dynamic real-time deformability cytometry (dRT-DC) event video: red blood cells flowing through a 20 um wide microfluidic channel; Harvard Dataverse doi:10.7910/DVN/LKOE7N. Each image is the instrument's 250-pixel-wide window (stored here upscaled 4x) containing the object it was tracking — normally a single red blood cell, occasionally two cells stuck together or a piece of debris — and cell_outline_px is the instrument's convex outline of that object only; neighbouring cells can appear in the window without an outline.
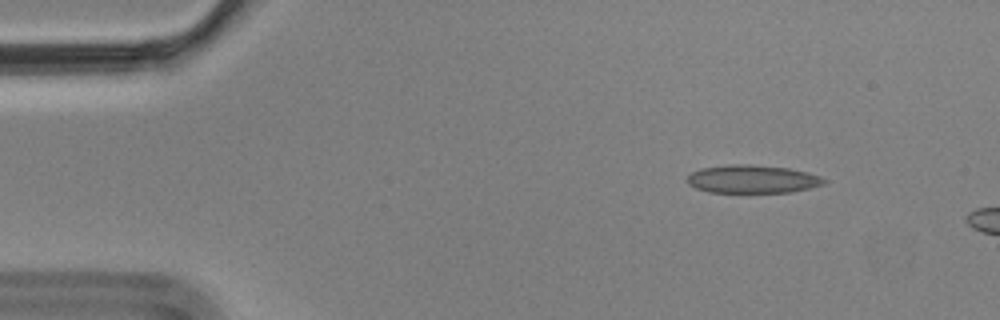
{"species": "Egyptian fruit bat (a non-hibernating species)", "species_latin": "Rousettus aegyptiacus", "temperature_condition": "cold", "stored_images_in_passage": 2, "camera_frame_rate_fps": 3000, "um_per_image_px": 0.085, "animal": {"sex": "male"}, "frame": {"image": 1, "passage_image": 1, "time_ms": 0.0, "image_size_px": [1000, 320], "cell_outline_px": [[828, 180], [824, 184], [792, 192], [708, 192], [696, 188], [688, 184], [688, 176], [692, 172], [700, 168], [732, 164], [748, 164], [788, 168], [808, 172], [820, 176]], "centroid_in_image_um": [63.97, 15.22], "position_along_channel_um": 21.0, "area_um2": 22.37}}